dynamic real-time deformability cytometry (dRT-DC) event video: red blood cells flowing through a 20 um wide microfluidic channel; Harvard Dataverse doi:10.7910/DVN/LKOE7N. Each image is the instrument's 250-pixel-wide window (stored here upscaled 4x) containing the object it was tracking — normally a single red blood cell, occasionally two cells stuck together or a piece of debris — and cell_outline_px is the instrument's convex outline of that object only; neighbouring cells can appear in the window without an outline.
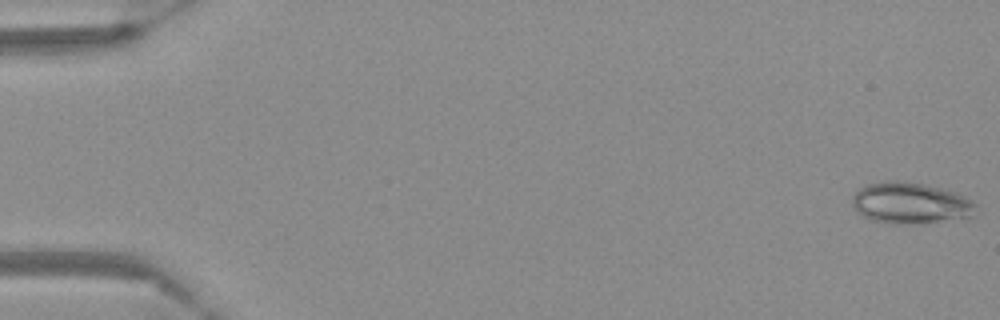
{"species": "Egyptian fruit bat (a non-hibernating species)", "species_latin": "Rousettus aegyptiacus", "temperature_condition": "warm", "stored_images_in_passage": 10, "camera_frame_rate_fps": 3000, "um_per_image_px": 0.085, "frame": {"image": 1, "passage_image": 1, "time_ms": 0.0, "image_size_px": [1000, 320], "cell_outline_px": [[976, 204], [972, 216], [968, 220], [900, 224], [892, 224], [868, 220], [856, 212], [852, 204], [852, 196], [864, 184], [888, 180], [900, 180], [924, 184], [956, 192], [972, 200]], "centroid_in_image_um": [77.39, 17.28], "position_along_channel_um": 7.6, "area_um2": 30.46}}